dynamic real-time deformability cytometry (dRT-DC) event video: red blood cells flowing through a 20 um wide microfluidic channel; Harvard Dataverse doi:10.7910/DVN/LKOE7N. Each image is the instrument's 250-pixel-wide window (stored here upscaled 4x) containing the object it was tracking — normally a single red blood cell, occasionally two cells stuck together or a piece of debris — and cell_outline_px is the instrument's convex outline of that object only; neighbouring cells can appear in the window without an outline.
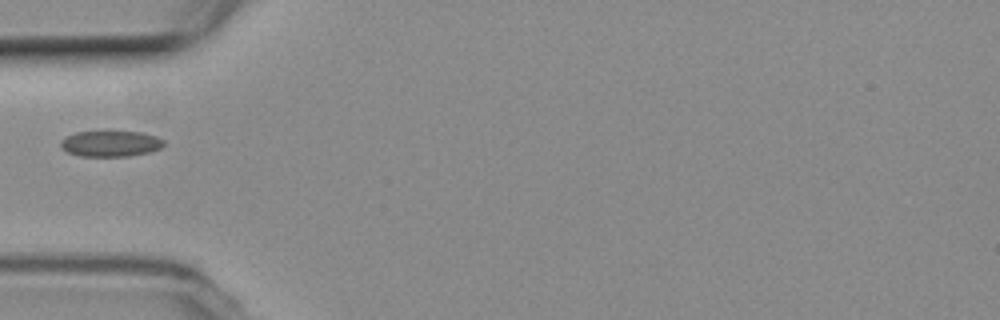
{"species": "common noctule bat (a hibernating species)", "species_latin": "Nyctalus noctula", "temperature_condition": "room temperature", "stored_images_in_passage": 38, "camera_frame_rate_fps": 3000, "um_per_image_px": 0.085, "animal": {"sex": "female", "body_mass_g": 19.3, "forearm_length_mm": 54.1}, "frame": {"image": 1, "passage_image": 1, "time_ms": 0.0, "image_size_px": [1000, 320], "cell_outline_px": [[164, 144], [160, 148], [148, 152], [128, 156], [80, 156], [68, 152], [60, 144], [60, 140], [76, 132], [140, 132], [156, 136], [164, 140]], "centroid_in_image_um": [9.41, 12.21], "position_along_channel_um": 75.6, "area_um2": 15.26}}
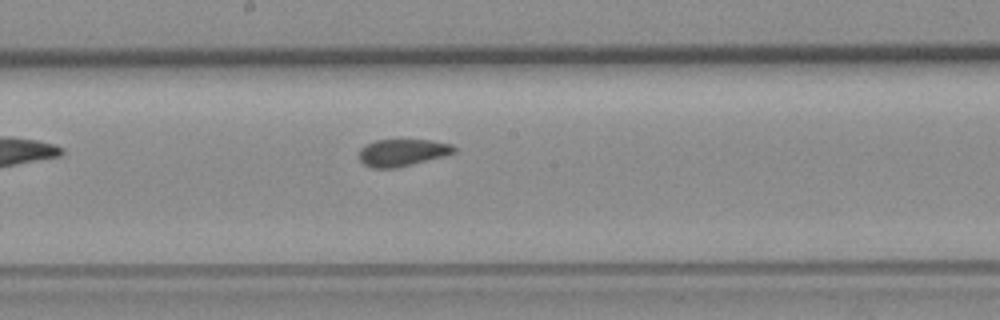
{"frame": {"image": 2, "passage_image": 12, "time_ms": 3.667, "image_size_px": [1000, 320], "cell_outline_px": [[456, 152], [444, 156], [396, 168], [372, 168], [364, 164], [360, 160], [360, 148], [376, 140], [432, 140], [452, 144], [456, 148]], "centroid_in_image_um": [34.23, 12.97], "position_along_channel_um": 214.0, "area_um2": 14.91}}
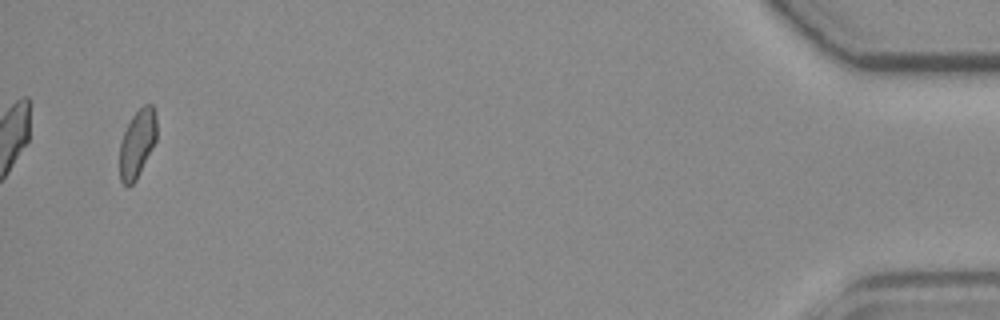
{"frame": {"image": 3, "passage_image": 36, "time_ms": 11.667, "image_size_px": [1000, 320], "cell_outline_px": [[156, 140], [136, 180], [128, 188], [120, 180], [120, 140], [132, 116], [144, 104], [152, 104], [156, 112]], "centroid_in_image_um": [11.66, 12.19], "position_along_channel_um": 423.5, "area_um2": 14.62}}